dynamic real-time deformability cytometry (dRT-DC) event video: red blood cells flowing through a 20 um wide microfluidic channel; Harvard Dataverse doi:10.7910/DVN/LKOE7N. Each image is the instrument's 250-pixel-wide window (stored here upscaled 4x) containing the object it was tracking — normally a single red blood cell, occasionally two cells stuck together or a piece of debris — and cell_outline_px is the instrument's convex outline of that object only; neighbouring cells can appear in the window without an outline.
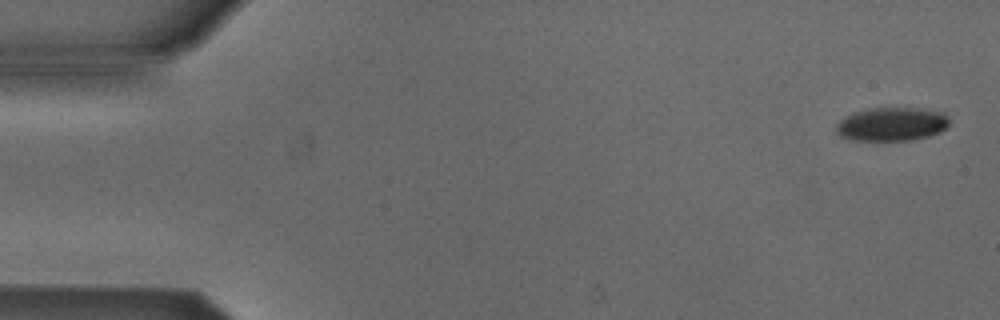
{"species": "Egyptian fruit bat (a non-hibernating species)", "species_latin": "Rousettus aegyptiacus", "temperature_condition": "cold", "stored_images_in_passage": 7, "camera_frame_rate_fps": 3000, "um_per_image_px": 0.085, "animal": {"sex": "male"}, "frame": {"image": 1, "passage_image": 1, "time_ms": 0.0, "image_size_px": [1000, 320], "cell_outline_px": [[948, 124], [940, 132], [928, 136], [912, 140], [852, 140], [840, 136], [836, 132], [836, 124], [840, 120], [856, 112], [868, 108], [924, 108], [944, 112], [948, 116]], "centroid_in_image_um": [75.82, 10.55], "position_along_channel_um": 9.2, "area_um2": 22.14}}
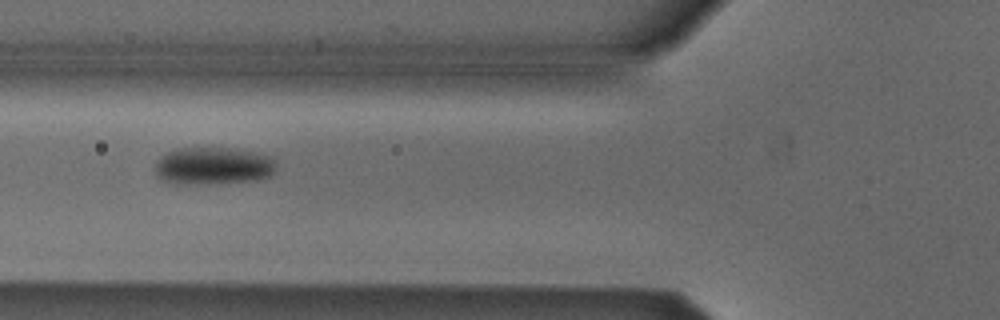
{"frame": {"image": 2, "passage_image": 6, "time_ms": 6.0, "image_size_px": [1000, 320], "cell_outline_px": [[276, 168], [272, 176], [256, 180], [176, 184], [164, 180], [156, 172], [156, 160], [160, 156], [176, 148], [236, 148], [256, 152], [272, 156], [276, 160]], "centroid_in_image_um": [18.18, 14.07], "position_along_channel_um": 107.6, "area_um2": 26.36}}
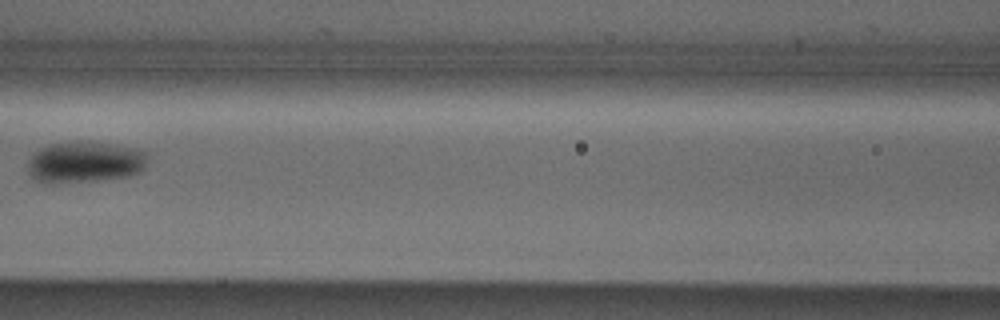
{"frame": {"image": 3, "passage_image": 7, "time_ms": 7.333, "image_size_px": [1000, 320], "cell_outline_px": [[148, 156], [144, 168], [140, 172], [128, 176], [100, 180], [48, 184], [32, 180], [28, 172], [28, 160], [40, 148], [48, 144], [76, 140], [88, 140], [112, 144], [132, 148], [148, 152]], "centroid_in_image_um": [7.18, 13.77], "position_along_channel_um": 159.4, "area_um2": 29.48}}